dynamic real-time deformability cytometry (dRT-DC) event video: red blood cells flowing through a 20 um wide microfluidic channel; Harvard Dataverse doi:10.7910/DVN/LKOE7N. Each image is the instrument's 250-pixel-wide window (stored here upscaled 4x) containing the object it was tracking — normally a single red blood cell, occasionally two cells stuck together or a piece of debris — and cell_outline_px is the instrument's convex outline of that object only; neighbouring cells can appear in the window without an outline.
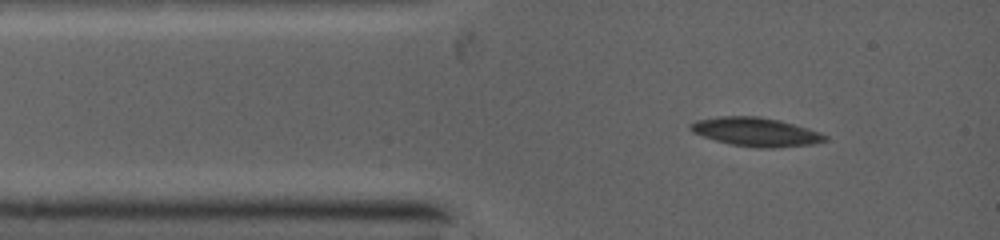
{"species": "common noctule bat (a hibernating species)", "species_latin": "Nyctalus noctula", "temperature_condition": "warm", "stored_images_in_passage": 4, "segment_of_instrument_passage": [1, 2], "camera_frame_rate_fps": 5000, "um_per_image_px": 0.085, "animal": {"sex": "female", "body_mass_g": 19.0, "forearm_length_mm": 53.3}, "frame": {"image": 1, "passage_image": 1, "time_ms": 0.0, "image_size_px": [1000, 240], "cell_outline_px": [[824, 140], [812, 144], [732, 144], [716, 140], [692, 132], [692, 124], [696, 120], [720, 116], [756, 116], [776, 120], [792, 124], [816, 132], [824, 136]], "centroid_in_image_um": [64.1, 11.14], "position_along_channel_um": 20.9, "area_um2": 20.29}}